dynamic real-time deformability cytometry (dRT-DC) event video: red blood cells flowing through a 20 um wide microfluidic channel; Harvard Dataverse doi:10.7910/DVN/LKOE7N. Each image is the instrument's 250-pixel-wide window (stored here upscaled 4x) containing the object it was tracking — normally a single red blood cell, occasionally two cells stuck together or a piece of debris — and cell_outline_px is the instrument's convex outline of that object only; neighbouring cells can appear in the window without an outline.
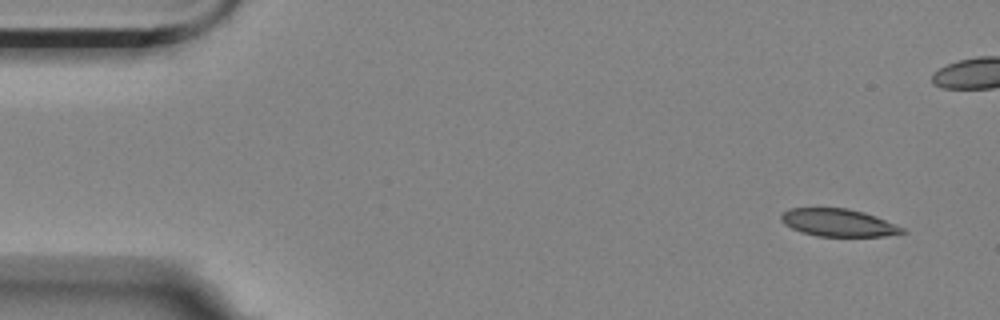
{"species": "Egyptian fruit bat (a non-hibernating species)", "species_latin": "Rousettus aegyptiacus", "temperature_condition": "room temperature", "stored_images_in_passage": 6, "camera_frame_rate_fps": 3000, "um_per_image_px": 0.085, "animal": {"sex": "female"}, "frame": {"image": 1, "passage_image": 1, "time_ms": 0.0, "image_size_px": [1000, 320], "cell_outline_px": [[908, 232], [884, 236], [816, 236], [792, 228], [784, 224], [780, 220], [780, 216], [788, 208], [848, 208], [864, 212], [876, 216], [904, 228]], "centroid_in_image_um": [71.26, 18.92], "position_along_channel_um": 13.7, "area_um2": 19.42}}